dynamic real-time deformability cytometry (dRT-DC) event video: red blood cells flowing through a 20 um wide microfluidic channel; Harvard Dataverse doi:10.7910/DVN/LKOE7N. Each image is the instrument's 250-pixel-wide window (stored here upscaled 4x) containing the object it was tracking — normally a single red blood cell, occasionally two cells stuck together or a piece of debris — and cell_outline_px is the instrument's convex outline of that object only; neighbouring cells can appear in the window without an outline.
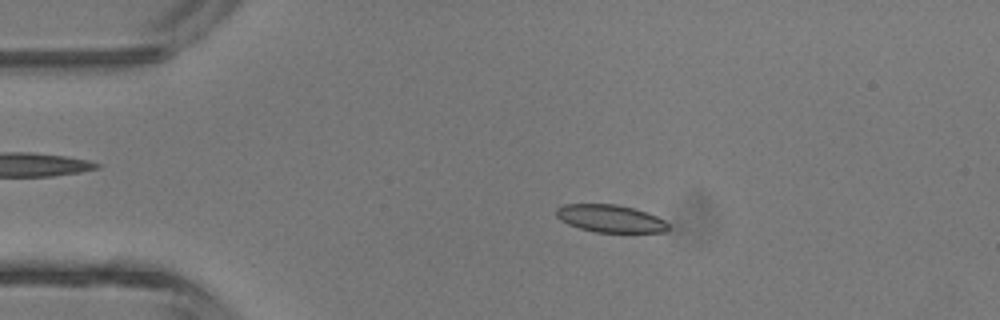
{"species": "common noctule bat (a hibernating species)", "species_latin": "Nyctalus noctula", "temperature_condition": "room temperature", "stored_images_in_passage": 3, "camera_frame_rate_fps": 3000, "um_per_image_px": 0.085, "animal": {"sex": "male", "body_mass_g": 13.3}, "frame": {"image": 1, "passage_image": 2, "time_ms": 1.333, "image_size_px": [1000, 320], "cell_outline_px": [[668, 228], [664, 232], [596, 232], [580, 228], [568, 224], [560, 220], [556, 216], [556, 208], [564, 204], [616, 204], [632, 208], [656, 216], [664, 220], [668, 224]], "centroid_in_image_um": [51.84, 18.57], "position_along_channel_um": 33.2, "area_um2": 17.8}}